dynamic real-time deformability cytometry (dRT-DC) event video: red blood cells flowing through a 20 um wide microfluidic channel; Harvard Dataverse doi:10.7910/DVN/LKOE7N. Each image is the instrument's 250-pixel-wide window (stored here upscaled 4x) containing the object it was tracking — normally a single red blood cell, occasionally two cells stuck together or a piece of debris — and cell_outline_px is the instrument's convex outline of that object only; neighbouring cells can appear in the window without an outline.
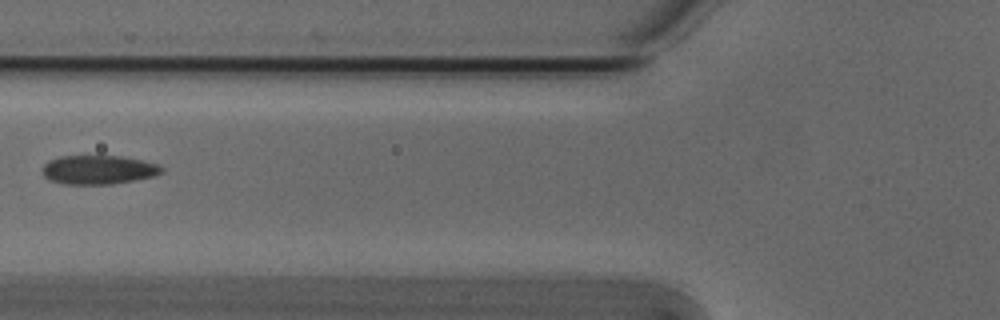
{"species": "Egyptian fruit bat (a non-hibernating species)", "species_latin": "Rousettus aegyptiacus", "temperature_condition": "cold", "stored_images_in_passage": 3, "camera_frame_rate_fps": 3000, "um_per_image_px": 0.085, "animal": {"sex": "male"}, "frame": {"image": 1, "passage_image": 3, "time_ms": 0.667, "image_size_px": [1000, 320], "cell_outline_px": [[164, 172], [156, 176], [112, 184], [64, 184], [48, 180], [44, 176], [40, 168], [48, 160], [60, 156], [120, 156], [140, 160], [156, 164], [164, 168]], "centroid_in_image_um": [8.33, 14.43], "position_along_channel_um": 117.5, "area_um2": 20.29}}